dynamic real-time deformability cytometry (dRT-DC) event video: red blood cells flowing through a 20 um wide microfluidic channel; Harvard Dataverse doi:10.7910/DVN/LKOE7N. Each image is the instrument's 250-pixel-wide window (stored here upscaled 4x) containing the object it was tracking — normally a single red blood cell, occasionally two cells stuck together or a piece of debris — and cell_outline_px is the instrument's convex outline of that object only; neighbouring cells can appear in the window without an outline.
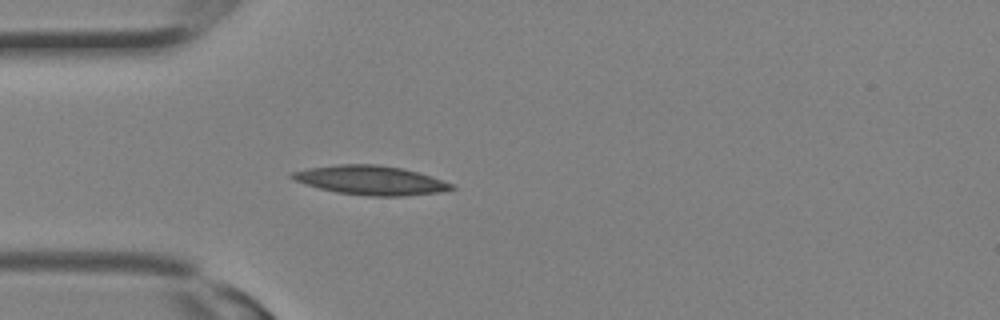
{"species": "Egyptian fruit bat (a non-hibernating species)", "species_latin": "Rousettus aegyptiacus", "temperature_condition": "room temperature", "stored_images_in_passage": 11, "camera_frame_rate_fps": 3000, "um_per_image_px": 0.085, "animal": {"sex": "female"}, "frame": {"image": 1, "passage_image": 7, "time_ms": 2.0, "image_size_px": [1000, 320], "cell_outline_px": [[456, 188], [440, 192], [404, 196], [368, 196], [336, 192], [320, 188], [292, 180], [288, 176], [288, 172], [308, 168], [340, 164], [376, 164], [400, 168], [432, 176], [452, 184]], "centroid_in_image_um": [31.46, 15.32], "position_along_channel_um": 53.5, "area_um2": 27.05}}
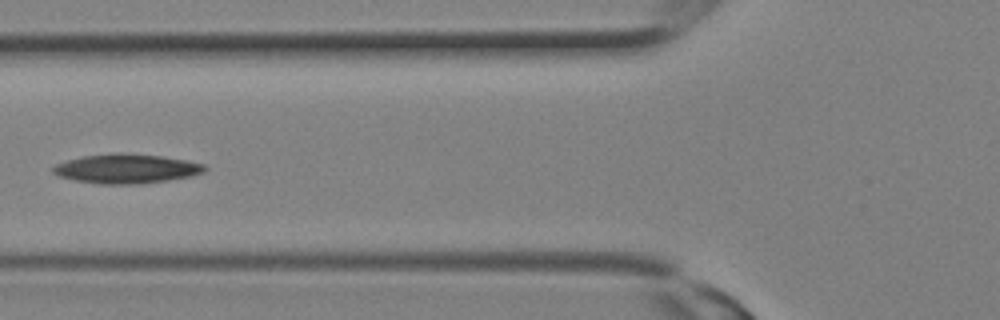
{"frame": {"image": 2, "passage_image": 10, "time_ms": 3.0, "image_size_px": [1000, 320], "cell_outline_px": [[208, 168], [204, 172], [192, 176], [168, 180], [140, 184], [100, 184], [76, 180], [60, 176], [52, 172], [52, 168], [56, 164], [68, 160], [84, 156], [112, 152], [124, 152], [160, 156], [184, 160], [204, 164]], "centroid_in_image_um": [10.76, 14.33], "position_along_channel_um": 115.0, "area_um2": 25.95}}